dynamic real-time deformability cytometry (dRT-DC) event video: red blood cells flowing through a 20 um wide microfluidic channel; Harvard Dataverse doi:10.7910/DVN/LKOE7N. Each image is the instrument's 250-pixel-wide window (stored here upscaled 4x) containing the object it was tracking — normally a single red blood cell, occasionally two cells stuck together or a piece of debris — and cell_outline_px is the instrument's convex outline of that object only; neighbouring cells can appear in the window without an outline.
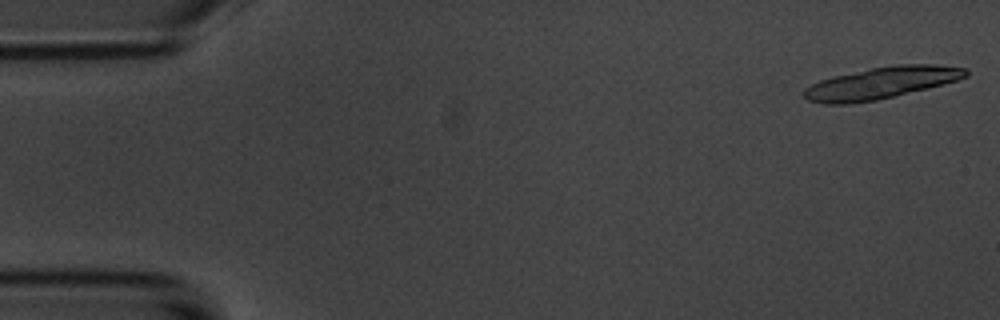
{"species": "common noctule bat (a hibernating species)", "species_latin": "Nyctalus noctula", "temperature_condition": "room temperature", "stored_images_in_passage": 18, "camera_frame_rate_fps": 3000, "um_per_image_px": 0.085, "animal": {"sex": "male", "body_mass_g": 20.1, "forearm_length_mm": 53.5}, "frame": {"image": 1, "passage_image": 1, "time_ms": 0.0, "image_size_px": [1000, 320], "cell_outline_px": [[968, 76], [944, 84], [928, 88], [876, 100], [848, 104], [824, 104], [808, 100], [800, 92], [804, 88], [820, 80], [832, 76], [872, 68], [896, 64], [932, 64], [968, 68]], "centroid_in_image_um": [74.88, 7.05], "position_along_channel_um": 10.1, "area_um2": 30.0}}